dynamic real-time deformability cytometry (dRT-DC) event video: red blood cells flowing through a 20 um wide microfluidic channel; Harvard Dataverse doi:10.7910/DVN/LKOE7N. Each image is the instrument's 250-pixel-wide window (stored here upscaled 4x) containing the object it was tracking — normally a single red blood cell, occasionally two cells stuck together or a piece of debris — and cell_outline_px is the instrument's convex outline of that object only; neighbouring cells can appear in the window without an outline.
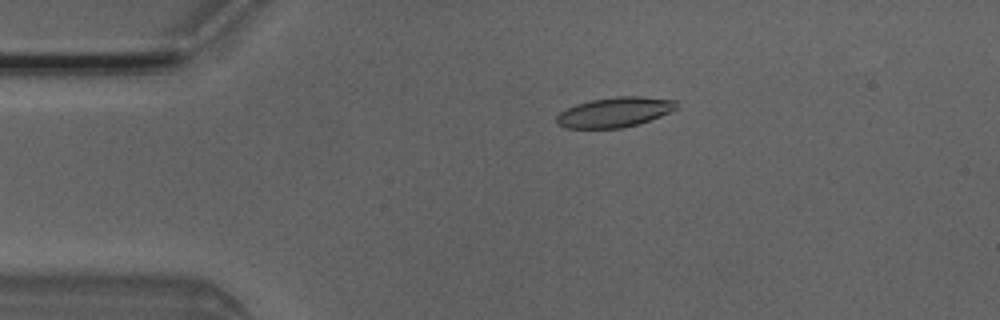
{"species": "Egyptian fruit bat (a non-hibernating species)", "species_latin": "Rousettus aegyptiacus", "temperature_condition": "room temperature", "stored_images_in_passage": 3, "camera_frame_rate_fps": 3000, "um_per_image_px": 0.085, "animal": {"sex": "male"}, "frame": {"image": 1, "passage_image": 1, "time_ms": 0.0, "image_size_px": [1000, 320], "cell_outline_px": [[676, 108], [660, 116], [636, 124], [620, 128], [564, 128], [556, 124], [556, 116], [560, 112], [576, 104], [592, 100], [616, 96], [640, 96], [676, 100]], "centroid_in_image_um": [52.2, 9.53], "position_along_channel_um": 32.8, "area_um2": 20.69}}